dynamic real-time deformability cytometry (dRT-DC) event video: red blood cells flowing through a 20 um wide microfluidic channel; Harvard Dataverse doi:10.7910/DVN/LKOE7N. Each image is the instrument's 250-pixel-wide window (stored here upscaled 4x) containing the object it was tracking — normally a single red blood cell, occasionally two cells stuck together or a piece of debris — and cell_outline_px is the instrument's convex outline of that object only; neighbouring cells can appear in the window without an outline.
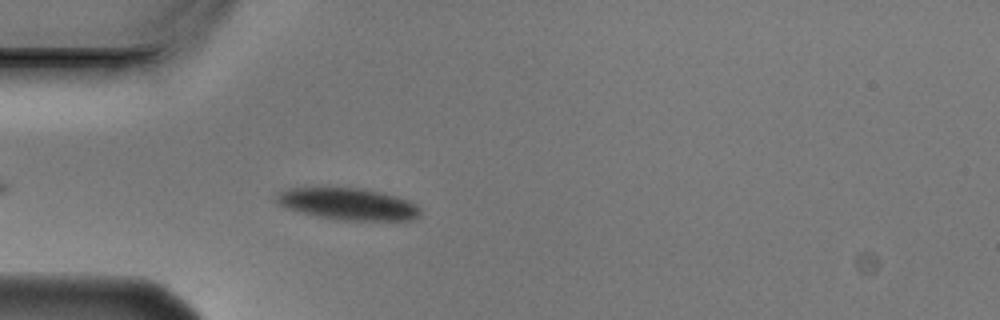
{"species": "Egyptian fruit bat (a non-hibernating species)", "species_latin": "Rousettus aegyptiacus", "temperature_condition": "cold", "stored_images_in_passage": 5, "camera_frame_rate_fps": 3000, "um_per_image_px": 0.085, "animal": {"sex": "male"}, "frame": {"image": 1, "passage_image": 5, "time_ms": 1.333, "image_size_px": [1000, 320], "cell_outline_px": [[420, 216], [416, 220], [336, 220], [316, 216], [300, 212], [276, 204], [272, 200], [276, 192], [288, 188], [360, 188], [380, 192], [396, 196], [408, 200], [416, 204], [420, 208]], "centroid_in_image_um": [29.54, 17.34], "position_along_channel_um": 55.5, "area_um2": 26.99}}